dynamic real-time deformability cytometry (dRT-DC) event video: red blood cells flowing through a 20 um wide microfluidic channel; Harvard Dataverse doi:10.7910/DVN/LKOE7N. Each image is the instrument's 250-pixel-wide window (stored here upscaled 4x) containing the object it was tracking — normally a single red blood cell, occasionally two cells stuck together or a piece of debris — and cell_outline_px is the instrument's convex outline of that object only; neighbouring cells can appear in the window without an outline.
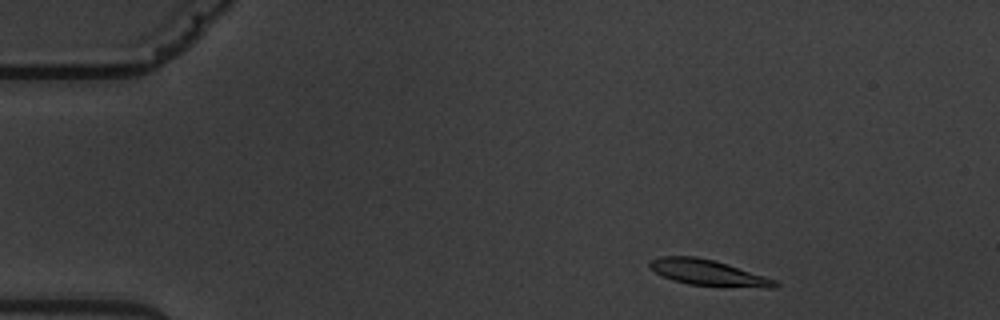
{"species": "common noctule bat (a hibernating species)", "species_latin": "Nyctalus noctula", "temperature_condition": "warm", "stored_images_in_passage": 6, "camera_frame_rate_fps": 3000, "um_per_image_px": 0.085, "animal": {"sex": "male", "body_mass_g": 19.5, "forearm_length_mm": 54.6}, "frame": {"image": 1, "passage_image": 1, "time_ms": 0.0, "image_size_px": [1000, 320], "cell_outline_px": [[780, 284], [776, 288], [768, 288], [688, 284], [672, 280], [656, 272], [648, 264], [648, 260], [660, 256], [696, 256], [716, 260], [776, 280]], "centroid_in_image_um": [60.19, 23.16], "position_along_channel_um": 24.8, "area_um2": 18.79}}
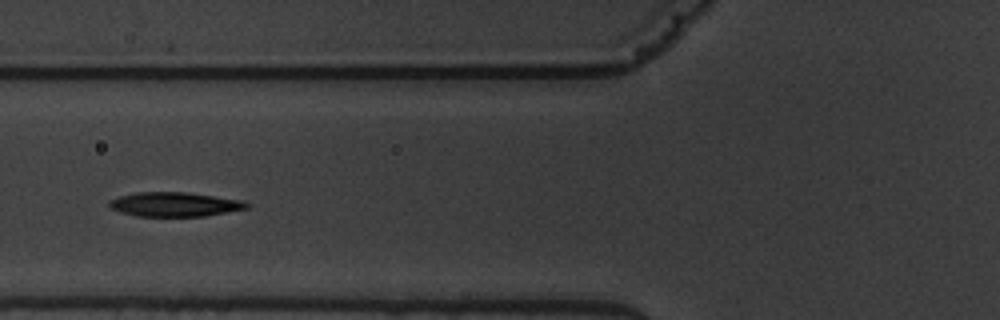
{"frame": {"image": 2, "passage_image": 5, "time_ms": 4.667, "image_size_px": [1000, 320], "cell_outline_px": [[248, 208], [204, 216], [136, 216], [120, 212], [112, 208], [108, 204], [112, 200], [120, 196], [136, 192], [184, 192], [244, 200], [248, 204]], "centroid_in_image_um": [14.85, 17.37], "position_along_channel_um": 110.9, "area_um2": 19.25}}
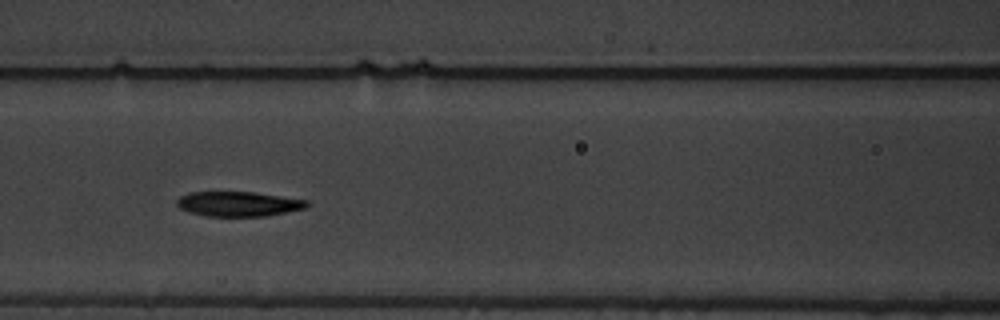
{"frame": {"image": 3, "passage_image": 6, "time_ms": 5.667, "image_size_px": [1000, 320], "cell_outline_px": [[308, 208], [268, 216], [204, 216], [188, 212], [180, 208], [176, 204], [176, 200], [180, 196], [188, 192], [252, 192], [308, 200]], "centroid_in_image_um": [20.26, 17.34], "position_along_channel_um": 146.3, "area_um2": 18.96}}